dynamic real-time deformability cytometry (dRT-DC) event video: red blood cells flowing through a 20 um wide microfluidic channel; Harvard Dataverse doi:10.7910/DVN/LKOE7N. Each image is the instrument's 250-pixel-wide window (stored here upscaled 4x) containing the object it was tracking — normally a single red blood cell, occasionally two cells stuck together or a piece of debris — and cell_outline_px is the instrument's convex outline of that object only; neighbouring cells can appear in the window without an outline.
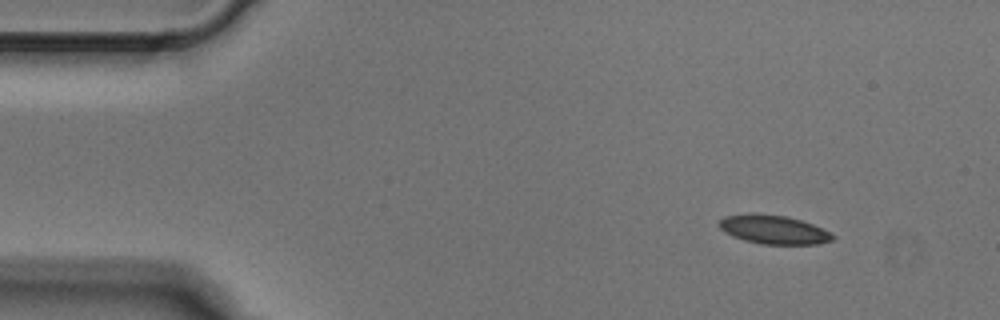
{"species": "Egyptian fruit bat (a non-hibernating species)", "species_latin": "Rousettus aegyptiacus", "temperature_condition": "cold", "stored_images_in_passage": 3, "camera_frame_rate_fps": 3000, "um_per_image_px": 0.085, "animal": {"sex": "male"}, "frame": {"image": 1, "passage_image": 1, "time_ms": 0.0, "image_size_px": [1000, 320], "cell_outline_px": [[836, 236], [832, 240], [816, 244], [760, 244], [744, 240], [732, 236], [724, 232], [720, 228], [720, 220], [724, 216], [748, 212], [756, 212], [788, 216], [812, 224], [832, 232]], "centroid_in_image_um": [65.74, 19.49], "position_along_channel_um": 19.3, "area_um2": 19.36}}
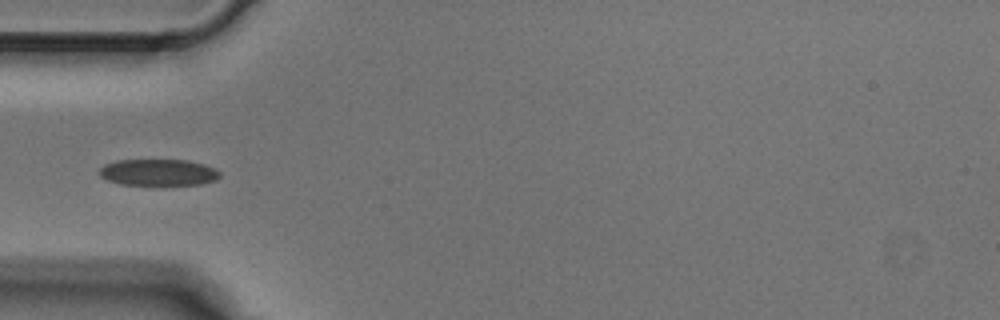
{"frame": {"image": 2, "passage_image": 3, "time_ms": 0.667, "image_size_px": [1000, 320], "cell_outline_px": [[220, 176], [216, 180], [200, 184], [160, 188], [120, 184], [108, 180], [100, 176], [100, 168], [104, 164], [116, 160], [188, 160], [204, 164], [216, 168], [220, 172]], "centroid_in_image_um": [13.48, 14.7], "position_along_channel_um": 71.5, "area_um2": 19.65}}